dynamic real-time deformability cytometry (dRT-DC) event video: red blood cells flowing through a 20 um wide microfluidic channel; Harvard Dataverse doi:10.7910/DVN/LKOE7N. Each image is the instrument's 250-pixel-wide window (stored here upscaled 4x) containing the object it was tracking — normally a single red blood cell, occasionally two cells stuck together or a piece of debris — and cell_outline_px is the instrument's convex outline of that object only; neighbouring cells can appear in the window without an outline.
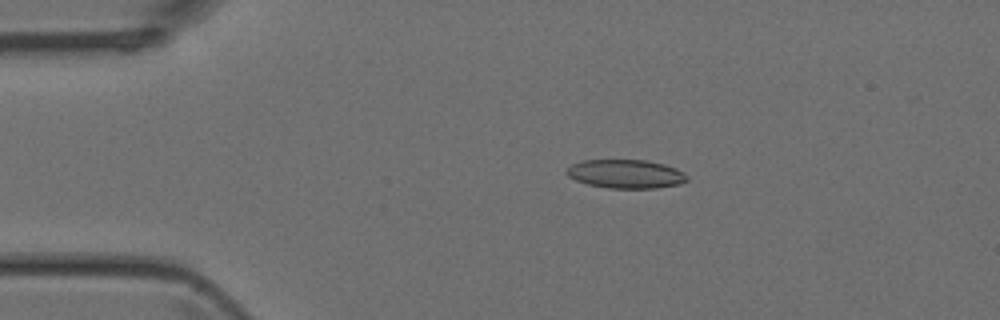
{"species": "Egyptian fruit bat (a non-hibernating species)", "species_latin": "Rousettus aegyptiacus", "temperature_condition": "room temperature", "stored_images_in_passage": 3, "camera_frame_rate_fps": 3000, "um_per_image_px": 0.085, "animal": {"sex": "female"}, "frame": {"image": 1, "passage_image": 2, "time_ms": 0.333, "image_size_px": [1000, 320], "cell_outline_px": [[688, 180], [680, 184], [656, 188], [608, 188], [588, 184], [576, 180], [568, 176], [564, 172], [572, 164], [580, 160], [648, 160], [664, 164], [676, 168], [684, 172], [688, 176]], "centroid_in_image_um": [53.2, 14.78], "position_along_channel_um": 31.8, "area_um2": 20.29}}